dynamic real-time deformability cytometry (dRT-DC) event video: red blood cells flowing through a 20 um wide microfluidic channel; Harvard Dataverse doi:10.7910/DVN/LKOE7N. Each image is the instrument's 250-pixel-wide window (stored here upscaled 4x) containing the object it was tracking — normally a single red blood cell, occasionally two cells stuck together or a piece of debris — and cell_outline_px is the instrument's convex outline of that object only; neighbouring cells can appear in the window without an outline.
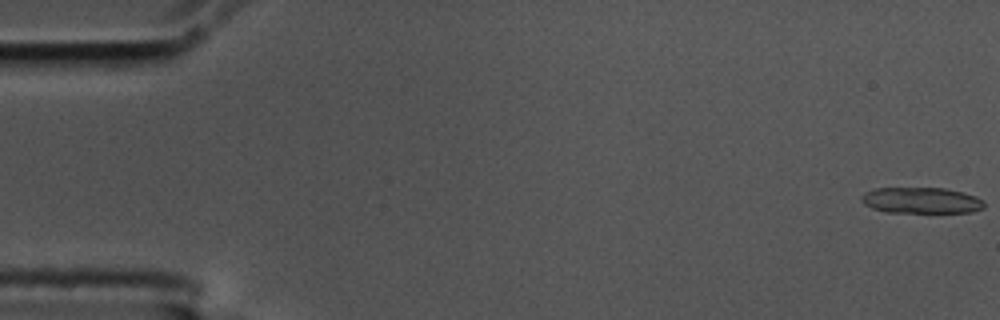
{"species": "common noctule bat (a hibernating species)", "species_latin": "Nyctalus noctula", "temperature_condition": "cold", "stored_images_in_passage": 57, "segment_of_instrument_passage": [1, 2], "camera_frame_rate_fps": 3000, "um_per_image_px": 0.085, "animal": {"sex": "male", "body_mass_g": 17.5, "forearm_length_mm": 52.3}, "frame": {"image": 1, "passage_image": 1, "time_ms": 0.0, "image_size_px": [1000, 320], "cell_outline_px": [[984, 208], [972, 212], [884, 212], [872, 208], [864, 204], [860, 200], [860, 196], [864, 192], [876, 188], [944, 188], [964, 192], [976, 196], [984, 200]], "centroid_in_image_um": [78.3, 17.03], "position_along_channel_um": 6.7, "area_um2": 18.79}}
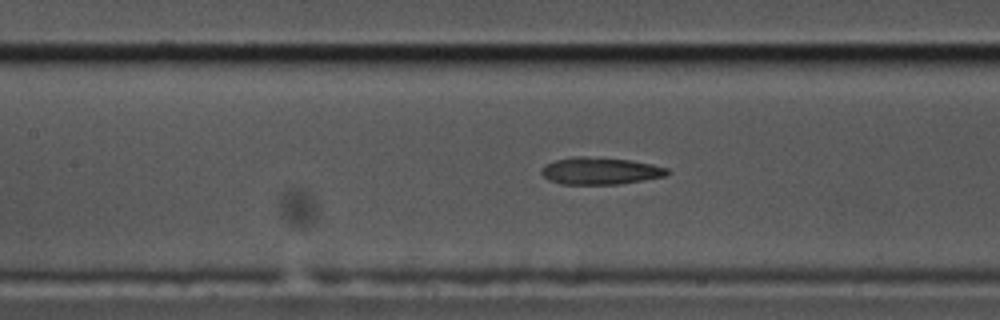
{"frame": {"image": 2, "passage_image": 25, "time_ms": 8.0, "image_size_px": [1000, 320], "cell_outline_px": [[672, 172], [668, 176], [620, 184], [560, 184], [548, 180], [540, 172], [544, 164], [556, 160], [572, 156], [584, 156], [628, 160], [652, 164], [668, 168]], "centroid_in_image_um": [51.03, 14.53], "position_along_channel_um": 156.4, "area_um2": 20.06}}
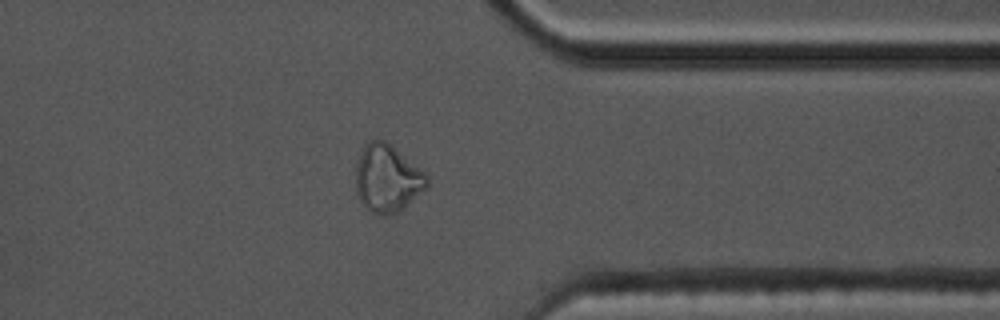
{"frame": {"image": 3, "passage_image": 44, "time_ms": 14.333, "image_size_px": [1000, 320], "cell_outline_px": [[428, 184], [404, 208], [396, 212], [384, 216], [372, 212], [360, 204], [356, 192], [356, 164], [360, 152], [364, 144], [368, 140], [384, 140], [424, 172], [428, 176]], "centroid_in_image_um": [32.86, 15.18], "position_along_channel_um": 378.5, "area_um2": 27.74}}